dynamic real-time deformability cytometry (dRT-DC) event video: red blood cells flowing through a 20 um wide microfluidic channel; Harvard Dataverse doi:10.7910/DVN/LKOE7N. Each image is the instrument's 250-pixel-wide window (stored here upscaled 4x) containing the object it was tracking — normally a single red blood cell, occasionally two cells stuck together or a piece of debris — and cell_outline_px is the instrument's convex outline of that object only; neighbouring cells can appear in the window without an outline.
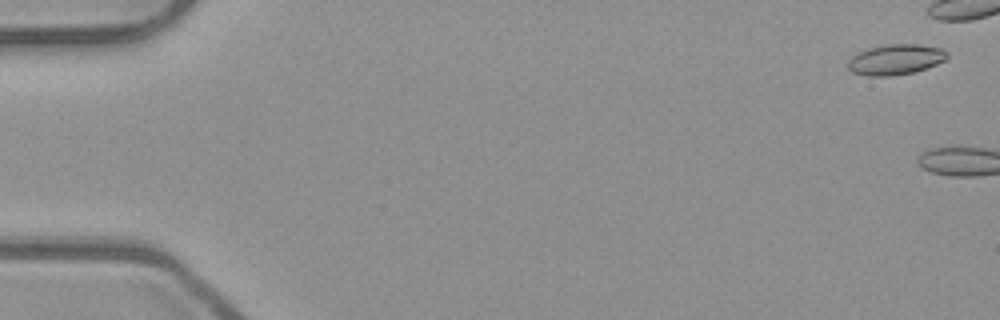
{"species": "common noctule bat (a hibernating species)", "species_latin": "Nyctalus noctula", "temperature_condition": "room temperature", "stored_images_in_passage": 4, "camera_frame_rate_fps": 3000, "um_per_image_px": 0.085, "animal": {"sex": "male", "body_mass_g": 23.1, "forearm_length_mm": 52.7}, "frame": {"image": 1, "passage_image": 2, "time_ms": 0.333, "image_size_px": [1000, 320], "cell_outline_px": [[948, 56], [944, 60], [936, 64], [916, 72], [892, 76], [868, 76], [852, 72], [848, 68], [848, 60], [852, 56], [860, 52], [872, 48], [888, 44], [916, 44], [940, 48]], "centroid_in_image_um": [76.1, 5.08], "position_along_channel_um": 8.9, "area_um2": 17.34}}